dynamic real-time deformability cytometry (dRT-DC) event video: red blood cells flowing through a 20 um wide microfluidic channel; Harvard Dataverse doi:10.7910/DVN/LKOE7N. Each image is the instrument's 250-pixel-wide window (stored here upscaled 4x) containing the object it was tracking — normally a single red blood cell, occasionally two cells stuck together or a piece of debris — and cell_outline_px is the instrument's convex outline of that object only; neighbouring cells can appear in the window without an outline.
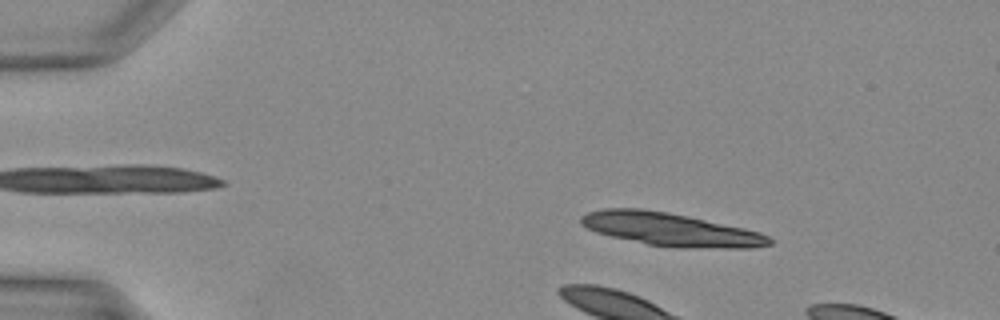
{"species": "Egyptian fruit bat (a non-hibernating species)", "species_latin": "Rousettus aegyptiacus", "temperature_condition": "warm", "stored_images_in_passage": 13, "camera_frame_rate_fps": 3000, "um_per_image_px": 0.085, "animal": {"sex": "female"}, "frame": {"image": 1, "passage_image": 3, "time_ms": 0.667, "image_size_px": [1000, 320], "cell_outline_px": [[772, 244], [752, 248], [724, 248], [648, 244], [612, 236], [596, 232], [580, 224], [580, 216], [588, 212], [604, 208], [644, 208], [668, 212], [688, 216], [744, 228], [760, 232], [768, 236], [772, 240]], "centroid_in_image_um": [56.98, 19.47], "position_along_channel_um": 28.0, "area_um2": 35.72}}